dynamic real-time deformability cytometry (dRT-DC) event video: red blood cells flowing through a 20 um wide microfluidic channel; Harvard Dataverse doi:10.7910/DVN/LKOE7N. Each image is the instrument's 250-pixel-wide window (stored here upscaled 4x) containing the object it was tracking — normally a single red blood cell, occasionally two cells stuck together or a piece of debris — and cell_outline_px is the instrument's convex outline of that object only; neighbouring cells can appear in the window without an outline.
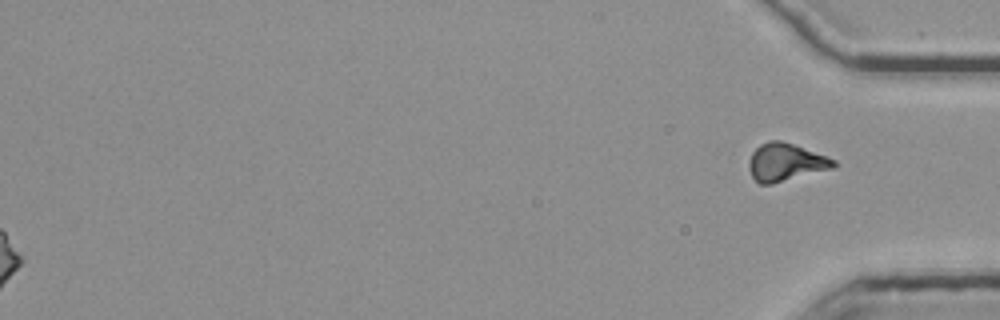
{"species": "common noctule bat (a hibernating species)", "species_latin": "Nyctalus noctula", "temperature_condition": "room temperature", "stored_images_in_passage": 42, "segment_of_instrument_passage": [2, 2], "camera_frame_rate_fps": 3000, "um_per_image_px": 0.085, "animal": {"sex": "female", "body_mass_g": 25.1}, "frame": {"image": 1, "passage_image": 42, "time_ms": 13.667, "image_size_px": [1000, 320], "cell_outline_px": [[836, 168], [772, 184], [760, 184], [752, 176], [748, 168], [748, 160], [752, 152], [760, 144], [768, 140], [780, 140], [828, 156], [836, 160]], "centroid_in_image_um": [66.79, 13.79], "position_along_channel_um": 368.4, "area_um2": 18.84}}